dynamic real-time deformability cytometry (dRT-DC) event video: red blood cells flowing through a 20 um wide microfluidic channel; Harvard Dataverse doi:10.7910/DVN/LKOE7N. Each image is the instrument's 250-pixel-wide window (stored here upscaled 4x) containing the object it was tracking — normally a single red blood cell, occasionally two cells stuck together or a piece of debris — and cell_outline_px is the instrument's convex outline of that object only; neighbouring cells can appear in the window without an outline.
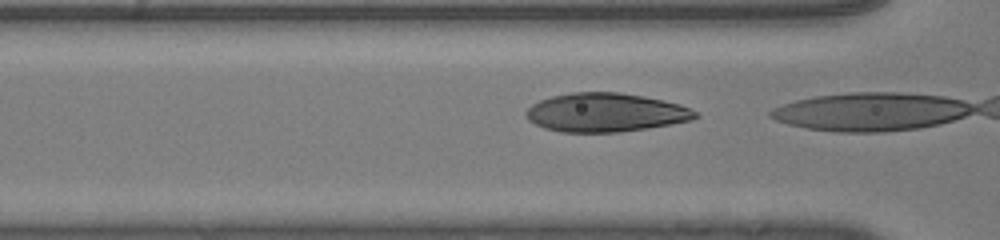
{"species": "human", "species_latin": "Homo sapiens", "temperature_condition": "room temperature", "stored_images_in_passage": 26, "camera_frame_rate_fps": 3000, "um_per_image_px": 0.085, "donor": {"sex": "male"}, "frame": {"image": 1, "passage_image": 25, "time_ms": 8.0, "image_size_px": [1000, 240], "cell_outline_px": [[700, 116], [692, 120], [648, 128], [620, 132], [560, 132], [544, 128], [528, 120], [524, 116], [524, 112], [532, 104], [540, 100], [552, 96], [572, 92], [620, 92], [644, 96], [664, 100], [680, 104], [696, 112]], "centroid_in_image_um": [51.46, 9.56], "position_along_channel_um": 115.1, "area_um2": 38.38}}